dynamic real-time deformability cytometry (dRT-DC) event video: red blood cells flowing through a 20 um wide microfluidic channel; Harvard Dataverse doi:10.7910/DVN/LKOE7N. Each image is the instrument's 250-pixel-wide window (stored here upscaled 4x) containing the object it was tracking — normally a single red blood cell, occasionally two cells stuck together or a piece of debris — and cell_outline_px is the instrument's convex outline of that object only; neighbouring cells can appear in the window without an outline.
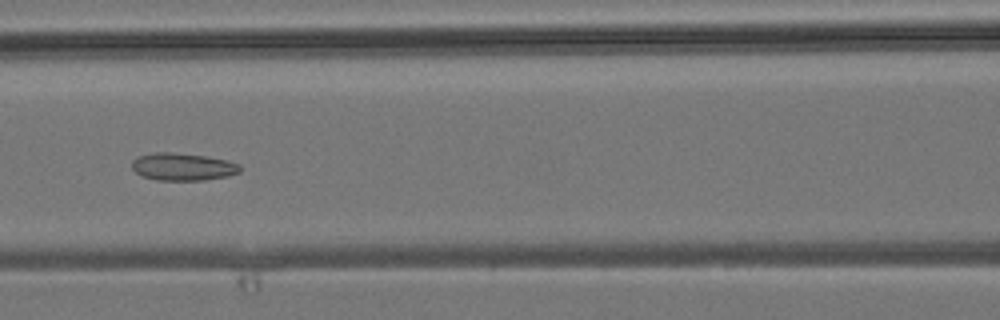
{"species": "common noctule bat (a hibernating species)", "species_latin": "Nyctalus noctula", "temperature_condition": "room temperature", "stored_images_in_passage": 7, "camera_frame_rate_fps": 3000, "um_per_image_px": 0.085, "animal": {"sex": "male", "body_mass_g": 19.2, "forearm_length_mm": 51.8}, "frame": {"image": 1, "passage_image": 7, "time_ms": 9.0, "image_size_px": [1000, 320], "cell_outline_px": [[240, 172], [228, 176], [204, 180], [156, 180], [144, 176], [136, 172], [132, 168], [132, 160], [136, 156], [156, 152], [172, 152], [204, 156], [228, 160], [240, 164]], "centroid_in_image_um": [15.54, 14.17], "position_along_channel_um": 151.1, "area_um2": 17.34}}